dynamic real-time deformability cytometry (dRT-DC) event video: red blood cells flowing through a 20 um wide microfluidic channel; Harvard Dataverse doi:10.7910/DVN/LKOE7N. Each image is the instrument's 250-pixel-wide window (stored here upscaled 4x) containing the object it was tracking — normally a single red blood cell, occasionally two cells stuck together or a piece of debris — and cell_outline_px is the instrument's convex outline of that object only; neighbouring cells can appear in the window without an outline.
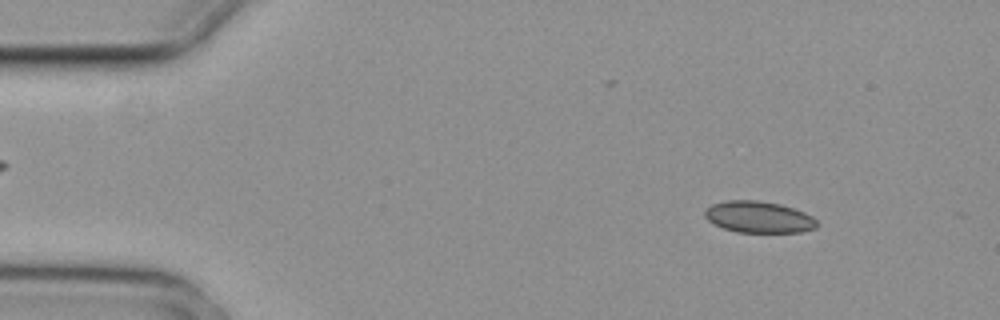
{"species": "common noctule bat (a hibernating species)", "species_latin": "Nyctalus noctula", "temperature_condition": "cold", "stored_images_in_passage": 4, "camera_frame_rate_fps": 3000, "um_per_image_px": 0.085, "animal": {"sex": "female", "body_mass_g": 29.2, "forearm_length_mm": 56.3}, "frame": {"image": 1, "passage_image": 1, "time_ms": 0.0, "image_size_px": [1000, 320], "cell_outline_px": [[820, 224], [816, 228], [800, 232], [736, 232], [724, 228], [708, 220], [704, 216], [704, 212], [712, 204], [728, 200], [756, 200], [780, 204], [804, 212], [812, 216]], "centroid_in_image_um": [64.52, 18.45], "position_along_channel_um": 20.5, "area_um2": 20.52}}
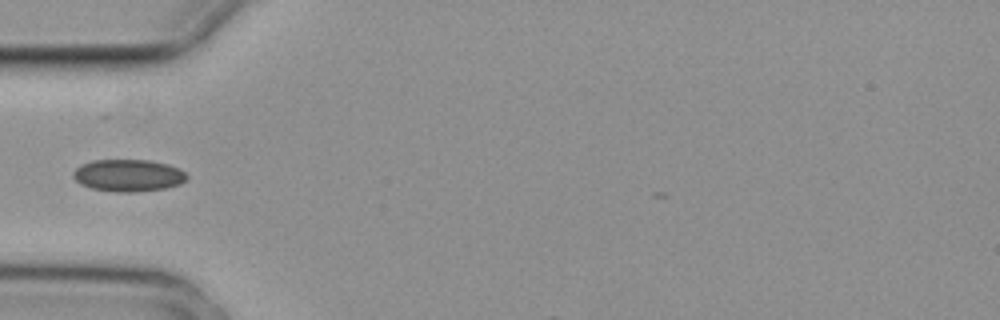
{"frame": {"image": 2, "passage_image": 3, "time_ms": 0.667, "image_size_px": [1000, 320], "cell_outline_px": [[188, 176], [180, 184], [168, 188], [136, 192], [116, 192], [92, 188], [80, 184], [72, 176], [72, 172], [80, 164], [92, 160], [148, 160], [168, 164], [184, 172]], "centroid_in_image_um": [10.87, 14.91], "position_along_channel_um": 74.1, "area_um2": 21.33}}